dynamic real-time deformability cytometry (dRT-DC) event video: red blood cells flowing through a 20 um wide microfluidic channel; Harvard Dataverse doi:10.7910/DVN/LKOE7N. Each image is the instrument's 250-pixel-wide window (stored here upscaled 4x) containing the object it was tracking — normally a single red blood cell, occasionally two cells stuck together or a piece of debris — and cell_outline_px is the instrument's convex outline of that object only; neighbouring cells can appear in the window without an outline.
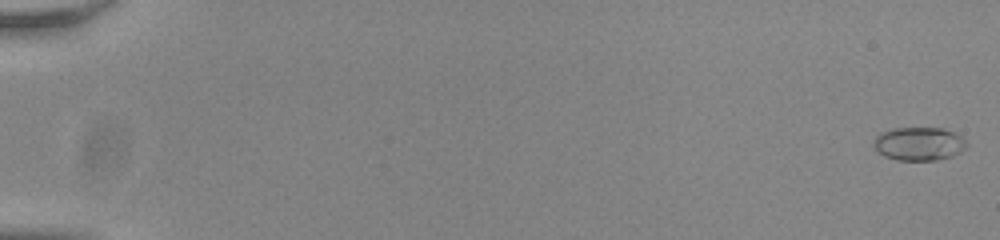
{"species": "common noctule bat (a hibernating species)", "species_latin": "Nyctalus noctula", "temperature_condition": "room temperature", "stored_images_in_passage": 56, "camera_frame_rate_fps": 3000, "um_per_image_px": 0.085, "animal": {"sex": "male", "body_mass_g": 20.0, "forearm_length_mm": 53.3}, "frame": {"image": 1, "passage_image": 1, "time_ms": 0.0, "image_size_px": [1000, 240], "cell_outline_px": [[968, 148], [952, 156], [936, 160], [896, 160], [884, 156], [872, 144], [876, 136], [880, 132], [892, 128], [944, 128], [960, 136], [968, 144]], "centroid_in_image_um": [78.11, 12.22], "position_along_channel_um": 6.9, "area_um2": 18.15}}
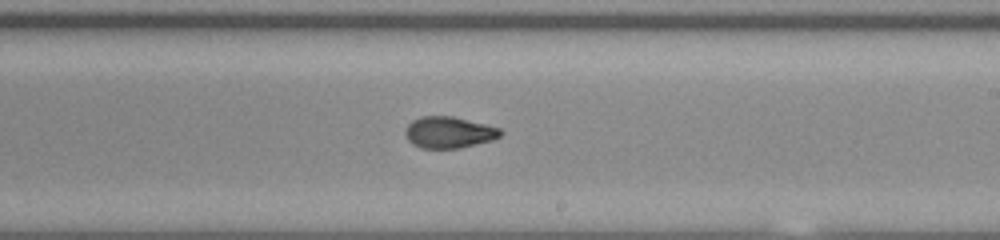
{"frame": {"image": 2, "passage_image": 35, "time_ms": 11.333, "image_size_px": [1000, 240], "cell_outline_px": [[504, 132], [500, 136], [492, 140], [456, 148], [420, 148], [412, 144], [408, 140], [404, 132], [408, 124], [412, 120], [420, 116], [452, 116], [500, 128]], "centroid_in_image_um": [38.12, 11.24], "position_along_channel_um": 250.9, "area_um2": 17.34}}
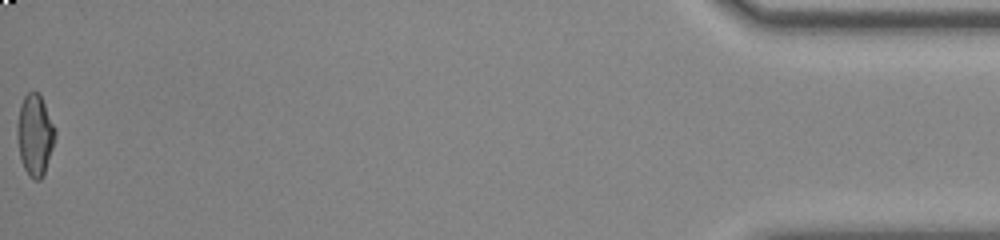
{"frame": {"image": 3, "passage_image": 56, "time_ms": 18.333, "image_size_px": [1000, 240], "cell_outline_px": [[56, 136], [44, 176], [40, 180], [36, 180], [28, 176], [20, 160], [16, 136], [16, 124], [20, 104], [24, 96], [28, 92], [36, 92], [40, 96], [56, 128]], "centroid_in_image_um": [2.95, 11.51], "position_along_channel_um": 432.3, "area_um2": 18.26}, "authors_computed_cell_mechanics": {"area_um2": 17.5134, "velocity_mm_per_s": 3.8428, "shape_relaxation_time_tau1_ms": null, "shape_relaxation_time_tau2_ms": 1.4333, "deformation_change_tau1": null, "deformation_change_tau2": 0.0714}}